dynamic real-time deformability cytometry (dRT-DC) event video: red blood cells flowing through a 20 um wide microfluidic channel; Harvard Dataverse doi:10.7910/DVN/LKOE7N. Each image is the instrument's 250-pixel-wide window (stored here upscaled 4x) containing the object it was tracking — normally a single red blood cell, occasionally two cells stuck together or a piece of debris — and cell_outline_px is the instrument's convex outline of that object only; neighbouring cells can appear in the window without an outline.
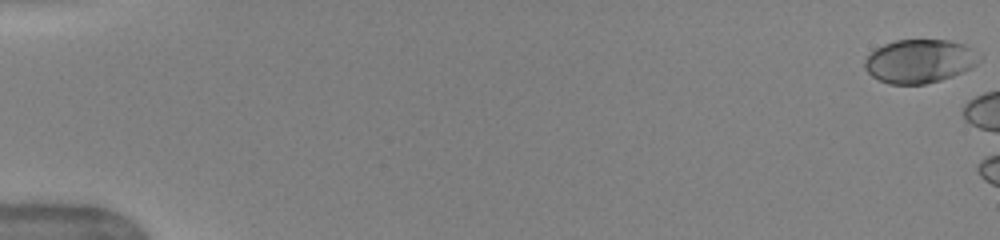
{"species": "human", "species_latin": "Homo sapiens", "temperature_condition": "warm", "stored_images_in_passage": 14, "camera_frame_rate_fps": 3000, "um_per_image_px": 0.085, "donor": {"sex": "female"}, "frame": {"image": 1, "passage_image": 1, "time_ms": 0.0, "image_size_px": [1000, 240], "cell_outline_px": [[984, 56], [972, 68], [952, 76], [940, 80], [924, 84], [888, 84], [872, 76], [864, 68], [864, 60], [876, 48], [884, 44], [896, 40], [948, 40], [964, 44]], "centroid_in_image_um": [78.19, 5.19], "position_along_channel_um": 6.8, "area_um2": 29.19}}